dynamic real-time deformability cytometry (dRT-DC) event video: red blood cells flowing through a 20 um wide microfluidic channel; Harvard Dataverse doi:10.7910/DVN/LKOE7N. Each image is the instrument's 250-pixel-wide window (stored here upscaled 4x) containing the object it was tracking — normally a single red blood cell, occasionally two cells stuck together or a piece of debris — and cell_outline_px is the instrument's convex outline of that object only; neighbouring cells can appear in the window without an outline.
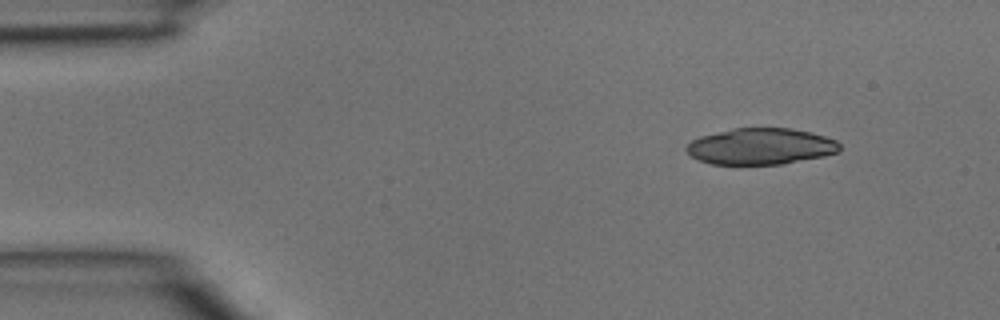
{"species": "common noctule bat (a hibernating species)", "species_latin": "Nyctalus noctula", "temperature_condition": "room temperature", "stored_images_in_passage": 3, "segment_of_instrument_passage": [1, 2], "camera_frame_rate_fps": 3000, "um_per_image_px": 0.085, "animal": {"sex": "male", "body_mass_g": 15.6}, "frame": {"image": 1, "passage_image": 1, "time_ms": 0.0, "image_size_px": [1000, 320], "cell_outline_px": [[840, 152], [824, 156], [784, 164], [712, 164], [700, 160], [692, 156], [684, 148], [692, 140], [700, 136], [732, 128], [792, 128], [812, 132], [836, 140], [840, 144]], "centroid_in_image_um": [64.69, 12.44], "position_along_channel_um": 20.3, "area_um2": 32.54}}